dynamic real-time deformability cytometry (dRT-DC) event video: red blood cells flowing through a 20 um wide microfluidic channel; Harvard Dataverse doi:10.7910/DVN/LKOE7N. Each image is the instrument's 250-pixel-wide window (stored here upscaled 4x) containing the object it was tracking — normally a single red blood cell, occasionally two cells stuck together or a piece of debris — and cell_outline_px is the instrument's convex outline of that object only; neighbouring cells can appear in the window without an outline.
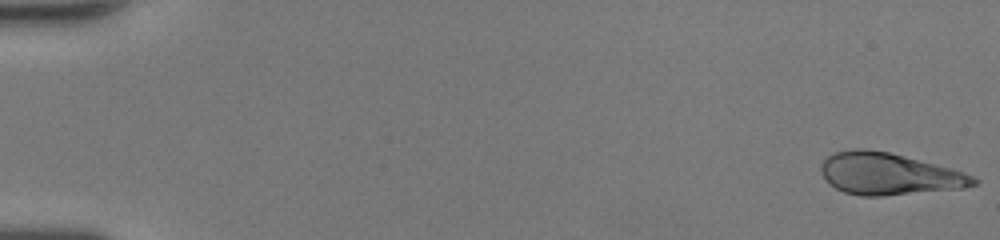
{"species": "human", "species_latin": "Homo sapiens", "temperature_condition": "room temperature", "stored_images_in_passage": 49, "camera_frame_rate_fps": 3000, "um_per_image_px": 0.085, "donor": {"sex": "female"}, "frame": {"image": 1, "passage_image": 1, "time_ms": 0.0, "image_size_px": [1000, 240], "cell_outline_px": [[980, 180], [976, 184], [964, 188], [880, 196], [860, 196], [844, 192], [828, 184], [820, 168], [820, 164], [828, 156], [836, 152], [852, 148], [864, 148], [888, 152], [952, 168], [964, 172]], "centroid_in_image_um": [75.54, 14.78], "position_along_channel_um": 9.5, "area_um2": 37.17}}
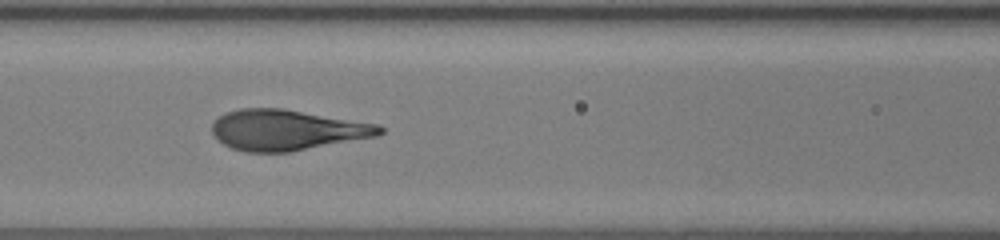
{"frame": {"image": 2, "passage_image": 23, "time_ms": 7.333, "image_size_px": [1000, 240], "cell_outline_px": [[384, 132], [376, 136], [292, 152], [248, 152], [232, 148], [224, 144], [212, 132], [212, 124], [220, 116], [228, 112], [240, 108], [284, 108], [376, 124], [384, 128]], "centroid_in_image_um": [24.39, 11.05], "position_along_channel_um": 142.2, "area_um2": 39.42}}
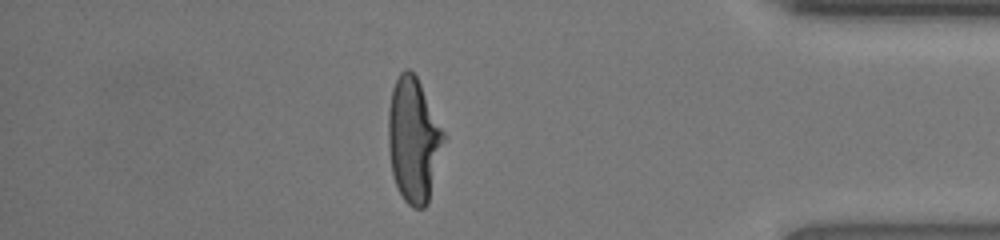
{"frame": {"image": 3, "passage_image": 43, "time_ms": 14.0, "image_size_px": [1000, 240], "cell_outline_px": [[448, 136], [428, 204], [424, 208], [412, 208], [404, 200], [396, 184], [392, 172], [388, 148], [388, 108], [392, 88], [400, 72], [404, 68], [408, 68], [416, 76]], "centroid_in_image_um": [35.19, 11.91], "position_along_channel_um": 400.0, "area_um2": 41.1}, "authors_computed_cell_mechanics": {"area_um2": 39.2462, "velocity_mm_per_s": 4.3119, "shape_relaxation_time_tau1_ms": 4.8989, "shape_relaxation_time_tau2_ms": null, "deformation_change_tau1": 0.2612, "deformation_change_tau2": null}}